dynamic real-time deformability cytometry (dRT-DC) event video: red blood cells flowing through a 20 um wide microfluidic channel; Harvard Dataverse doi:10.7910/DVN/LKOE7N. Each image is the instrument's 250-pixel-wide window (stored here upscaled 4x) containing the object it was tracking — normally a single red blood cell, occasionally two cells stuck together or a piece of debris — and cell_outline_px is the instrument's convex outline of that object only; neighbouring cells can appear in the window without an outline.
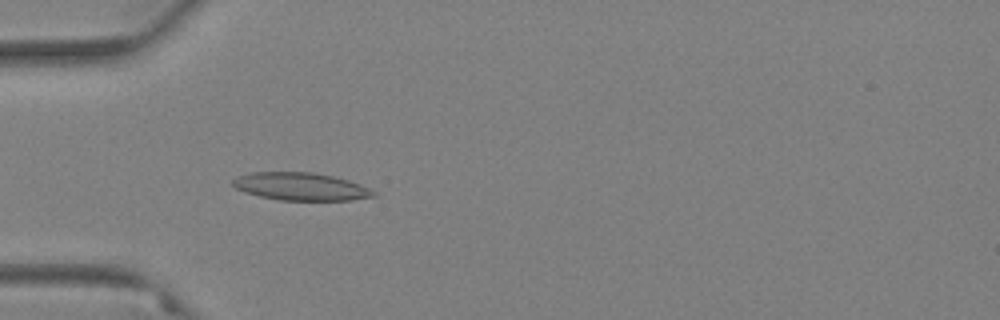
{"species": "Egyptian fruit bat (a non-hibernating species)", "species_latin": "Rousettus aegyptiacus", "temperature_condition": "warm", "stored_images_in_passage": 44, "camera_frame_rate_fps": 3000, "um_per_image_px": 0.085, "animal": {"sex": "female"}, "frame": {"image": 1, "passage_image": 4, "time_ms": 1.0, "image_size_px": [1000, 320], "cell_outline_px": [[376, 196], [352, 200], [280, 200], [260, 196], [244, 192], [236, 188], [232, 184], [232, 180], [236, 176], [252, 172], [312, 172], [332, 176], [348, 180], [360, 184], [376, 192]], "centroid_in_image_um": [25.55, 15.85], "position_along_channel_um": 59.5, "area_um2": 22.72}}
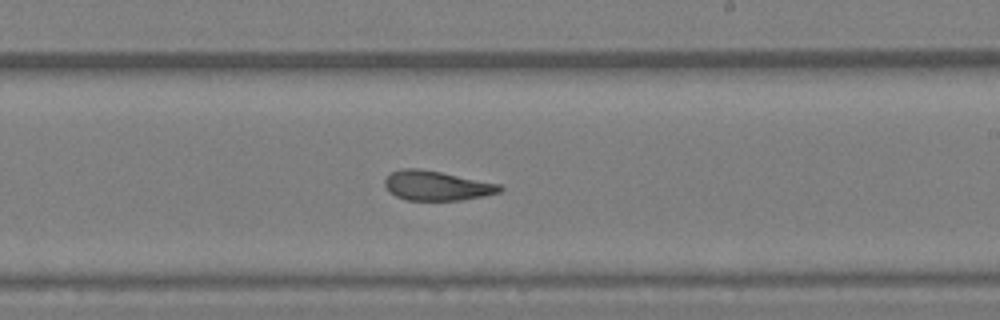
{"frame": {"image": 2, "passage_image": 21, "time_ms": 6.667, "image_size_px": [1000, 320], "cell_outline_px": [[504, 188], [500, 192], [484, 196], [460, 200], [408, 200], [396, 196], [384, 184], [384, 180], [392, 172], [400, 168], [416, 168], [440, 172], [500, 184]], "centroid_in_image_um": [37.14, 15.78], "position_along_channel_um": 251.9, "area_um2": 19.59}}
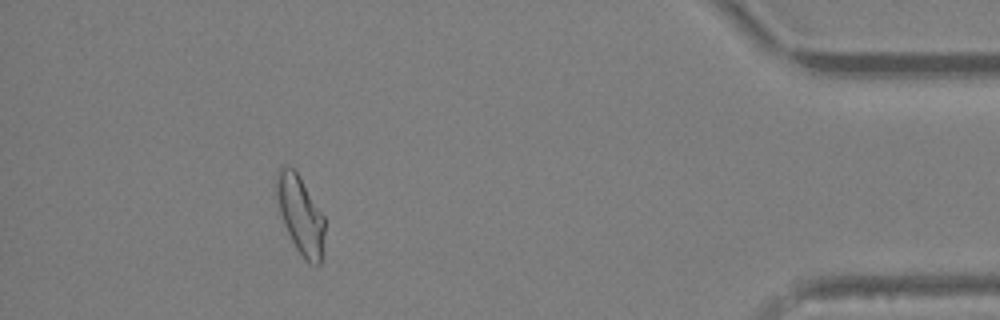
{"frame": {"image": 3, "passage_image": 39, "time_ms": 12.667, "image_size_px": [1000, 320], "cell_outline_px": [[324, 248], [320, 264], [316, 268], [308, 264], [304, 260], [296, 248], [284, 224], [276, 200], [276, 172], [280, 168], [296, 168], [324, 216]], "centroid_in_image_um": [25.56, 18.3], "position_along_channel_um": 409.6, "area_um2": 22.25}, "authors_computed_cell_mechanics": {"area_um2": 20.7791, "velocity_mm_per_s": 3.4975, "shape_relaxation_time_tau1_ms": null, "shape_relaxation_time_tau2_ms": 3.0359, "deformation_change_tau1": null, "deformation_change_tau2": 0.0967}}